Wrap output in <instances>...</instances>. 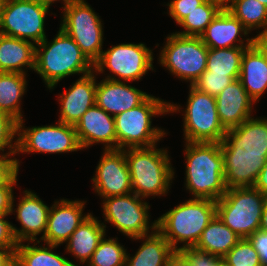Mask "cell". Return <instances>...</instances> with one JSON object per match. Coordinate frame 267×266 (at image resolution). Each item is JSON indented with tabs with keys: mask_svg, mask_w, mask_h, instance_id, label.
I'll return each mask as SVG.
<instances>
[{
	"mask_svg": "<svg viewBox=\"0 0 267 266\" xmlns=\"http://www.w3.org/2000/svg\"><path fill=\"white\" fill-rule=\"evenodd\" d=\"M153 53L143 43L119 44L102 51L101 57L94 64V72L103 73L108 68L115 76L124 81H137L153 70Z\"/></svg>",
	"mask_w": 267,
	"mask_h": 266,
	"instance_id": "obj_12",
	"label": "cell"
},
{
	"mask_svg": "<svg viewBox=\"0 0 267 266\" xmlns=\"http://www.w3.org/2000/svg\"><path fill=\"white\" fill-rule=\"evenodd\" d=\"M253 187L267 196V159L262 167Z\"/></svg>",
	"mask_w": 267,
	"mask_h": 266,
	"instance_id": "obj_46",
	"label": "cell"
},
{
	"mask_svg": "<svg viewBox=\"0 0 267 266\" xmlns=\"http://www.w3.org/2000/svg\"><path fill=\"white\" fill-rule=\"evenodd\" d=\"M95 191L108 198L132 193L131 176L123 149H104L92 178Z\"/></svg>",
	"mask_w": 267,
	"mask_h": 266,
	"instance_id": "obj_14",
	"label": "cell"
},
{
	"mask_svg": "<svg viewBox=\"0 0 267 266\" xmlns=\"http://www.w3.org/2000/svg\"><path fill=\"white\" fill-rule=\"evenodd\" d=\"M31 1H34V2H37L39 4H42V5L49 7V6H51V4H53L52 2L58 1V0H31ZM74 1H76V0H63V2H64L63 7L67 6L68 4H70Z\"/></svg>",
	"mask_w": 267,
	"mask_h": 266,
	"instance_id": "obj_49",
	"label": "cell"
},
{
	"mask_svg": "<svg viewBox=\"0 0 267 266\" xmlns=\"http://www.w3.org/2000/svg\"><path fill=\"white\" fill-rule=\"evenodd\" d=\"M180 107L149 95L140 105L114 117L117 149L151 147L166 133L151 127L152 116L177 112Z\"/></svg>",
	"mask_w": 267,
	"mask_h": 266,
	"instance_id": "obj_4",
	"label": "cell"
},
{
	"mask_svg": "<svg viewBox=\"0 0 267 266\" xmlns=\"http://www.w3.org/2000/svg\"><path fill=\"white\" fill-rule=\"evenodd\" d=\"M15 250L0 247V266H15Z\"/></svg>",
	"mask_w": 267,
	"mask_h": 266,
	"instance_id": "obj_45",
	"label": "cell"
},
{
	"mask_svg": "<svg viewBox=\"0 0 267 266\" xmlns=\"http://www.w3.org/2000/svg\"><path fill=\"white\" fill-rule=\"evenodd\" d=\"M148 96L111 75L96 86V104L113 117L140 105Z\"/></svg>",
	"mask_w": 267,
	"mask_h": 266,
	"instance_id": "obj_18",
	"label": "cell"
},
{
	"mask_svg": "<svg viewBox=\"0 0 267 266\" xmlns=\"http://www.w3.org/2000/svg\"><path fill=\"white\" fill-rule=\"evenodd\" d=\"M105 228L104 223L90 214L70 236L67 252L79 258L82 263L90 261L99 242L105 237Z\"/></svg>",
	"mask_w": 267,
	"mask_h": 266,
	"instance_id": "obj_26",
	"label": "cell"
},
{
	"mask_svg": "<svg viewBox=\"0 0 267 266\" xmlns=\"http://www.w3.org/2000/svg\"><path fill=\"white\" fill-rule=\"evenodd\" d=\"M248 239L258 252L262 266H267V232L258 230Z\"/></svg>",
	"mask_w": 267,
	"mask_h": 266,
	"instance_id": "obj_42",
	"label": "cell"
},
{
	"mask_svg": "<svg viewBox=\"0 0 267 266\" xmlns=\"http://www.w3.org/2000/svg\"><path fill=\"white\" fill-rule=\"evenodd\" d=\"M191 261L193 266H221L223 259L195 247L181 250Z\"/></svg>",
	"mask_w": 267,
	"mask_h": 266,
	"instance_id": "obj_39",
	"label": "cell"
},
{
	"mask_svg": "<svg viewBox=\"0 0 267 266\" xmlns=\"http://www.w3.org/2000/svg\"><path fill=\"white\" fill-rule=\"evenodd\" d=\"M17 123L10 115L0 111V151L8 147L9 152H16L17 141L11 143L17 134Z\"/></svg>",
	"mask_w": 267,
	"mask_h": 266,
	"instance_id": "obj_37",
	"label": "cell"
},
{
	"mask_svg": "<svg viewBox=\"0 0 267 266\" xmlns=\"http://www.w3.org/2000/svg\"><path fill=\"white\" fill-rule=\"evenodd\" d=\"M23 119L17 123L16 154L27 152L63 153L81 150L74 125L58 121L57 125L24 129Z\"/></svg>",
	"mask_w": 267,
	"mask_h": 266,
	"instance_id": "obj_11",
	"label": "cell"
},
{
	"mask_svg": "<svg viewBox=\"0 0 267 266\" xmlns=\"http://www.w3.org/2000/svg\"><path fill=\"white\" fill-rule=\"evenodd\" d=\"M90 72L82 75L71 88L60 94L61 115L58 121L75 125L83 114L96 104V77Z\"/></svg>",
	"mask_w": 267,
	"mask_h": 266,
	"instance_id": "obj_22",
	"label": "cell"
},
{
	"mask_svg": "<svg viewBox=\"0 0 267 266\" xmlns=\"http://www.w3.org/2000/svg\"><path fill=\"white\" fill-rule=\"evenodd\" d=\"M228 9L248 30L252 28H264L261 34L267 32V7L261 4L258 0H234Z\"/></svg>",
	"mask_w": 267,
	"mask_h": 266,
	"instance_id": "obj_32",
	"label": "cell"
},
{
	"mask_svg": "<svg viewBox=\"0 0 267 266\" xmlns=\"http://www.w3.org/2000/svg\"><path fill=\"white\" fill-rule=\"evenodd\" d=\"M10 214H0V247L2 248H16L18 242L16 241L12 225L4 220L5 216Z\"/></svg>",
	"mask_w": 267,
	"mask_h": 266,
	"instance_id": "obj_41",
	"label": "cell"
},
{
	"mask_svg": "<svg viewBox=\"0 0 267 266\" xmlns=\"http://www.w3.org/2000/svg\"><path fill=\"white\" fill-rule=\"evenodd\" d=\"M60 28L79 46L82 53L94 65L102 54V21L84 0H76L63 7Z\"/></svg>",
	"mask_w": 267,
	"mask_h": 266,
	"instance_id": "obj_8",
	"label": "cell"
},
{
	"mask_svg": "<svg viewBox=\"0 0 267 266\" xmlns=\"http://www.w3.org/2000/svg\"><path fill=\"white\" fill-rule=\"evenodd\" d=\"M266 196L254 187L227 189L216 201V215L241 239L260 229Z\"/></svg>",
	"mask_w": 267,
	"mask_h": 266,
	"instance_id": "obj_6",
	"label": "cell"
},
{
	"mask_svg": "<svg viewBox=\"0 0 267 266\" xmlns=\"http://www.w3.org/2000/svg\"><path fill=\"white\" fill-rule=\"evenodd\" d=\"M13 185L14 184L0 185V214H11L13 212Z\"/></svg>",
	"mask_w": 267,
	"mask_h": 266,
	"instance_id": "obj_43",
	"label": "cell"
},
{
	"mask_svg": "<svg viewBox=\"0 0 267 266\" xmlns=\"http://www.w3.org/2000/svg\"><path fill=\"white\" fill-rule=\"evenodd\" d=\"M126 255V249L118 243L117 239L103 237L88 261V266H125Z\"/></svg>",
	"mask_w": 267,
	"mask_h": 266,
	"instance_id": "obj_34",
	"label": "cell"
},
{
	"mask_svg": "<svg viewBox=\"0 0 267 266\" xmlns=\"http://www.w3.org/2000/svg\"><path fill=\"white\" fill-rule=\"evenodd\" d=\"M261 4L265 5L267 7V0H258Z\"/></svg>",
	"mask_w": 267,
	"mask_h": 266,
	"instance_id": "obj_51",
	"label": "cell"
},
{
	"mask_svg": "<svg viewBox=\"0 0 267 266\" xmlns=\"http://www.w3.org/2000/svg\"><path fill=\"white\" fill-rule=\"evenodd\" d=\"M222 259L226 266H262L258 252L248 238L240 239Z\"/></svg>",
	"mask_w": 267,
	"mask_h": 266,
	"instance_id": "obj_35",
	"label": "cell"
},
{
	"mask_svg": "<svg viewBox=\"0 0 267 266\" xmlns=\"http://www.w3.org/2000/svg\"><path fill=\"white\" fill-rule=\"evenodd\" d=\"M155 146L123 149L131 176L132 192L142 198L165 195L174 178L167 150Z\"/></svg>",
	"mask_w": 267,
	"mask_h": 266,
	"instance_id": "obj_5",
	"label": "cell"
},
{
	"mask_svg": "<svg viewBox=\"0 0 267 266\" xmlns=\"http://www.w3.org/2000/svg\"><path fill=\"white\" fill-rule=\"evenodd\" d=\"M222 9L223 8L217 3L206 0L178 23L185 31L177 32V34L200 37Z\"/></svg>",
	"mask_w": 267,
	"mask_h": 266,
	"instance_id": "obj_33",
	"label": "cell"
},
{
	"mask_svg": "<svg viewBox=\"0 0 267 266\" xmlns=\"http://www.w3.org/2000/svg\"><path fill=\"white\" fill-rule=\"evenodd\" d=\"M34 71L40 74L51 90L64 77L72 74L86 75L94 71V65L82 53L74 40L61 28L53 41L45 38L36 44Z\"/></svg>",
	"mask_w": 267,
	"mask_h": 266,
	"instance_id": "obj_2",
	"label": "cell"
},
{
	"mask_svg": "<svg viewBox=\"0 0 267 266\" xmlns=\"http://www.w3.org/2000/svg\"><path fill=\"white\" fill-rule=\"evenodd\" d=\"M18 243L15 250V266H77L67 258L52 252L57 245L37 247Z\"/></svg>",
	"mask_w": 267,
	"mask_h": 266,
	"instance_id": "obj_30",
	"label": "cell"
},
{
	"mask_svg": "<svg viewBox=\"0 0 267 266\" xmlns=\"http://www.w3.org/2000/svg\"><path fill=\"white\" fill-rule=\"evenodd\" d=\"M267 232V196L263 205L262 217L260 221V229Z\"/></svg>",
	"mask_w": 267,
	"mask_h": 266,
	"instance_id": "obj_47",
	"label": "cell"
},
{
	"mask_svg": "<svg viewBox=\"0 0 267 266\" xmlns=\"http://www.w3.org/2000/svg\"><path fill=\"white\" fill-rule=\"evenodd\" d=\"M256 42L262 47V49L267 54V32L265 34H261L255 38Z\"/></svg>",
	"mask_w": 267,
	"mask_h": 266,
	"instance_id": "obj_48",
	"label": "cell"
},
{
	"mask_svg": "<svg viewBox=\"0 0 267 266\" xmlns=\"http://www.w3.org/2000/svg\"><path fill=\"white\" fill-rule=\"evenodd\" d=\"M84 201L61 199L50 207L46 231L40 239L45 244L66 243L78 226L91 214L83 216Z\"/></svg>",
	"mask_w": 267,
	"mask_h": 266,
	"instance_id": "obj_16",
	"label": "cell"
},
{
	"mask_svg": "<svg viewBox=\"0 0 267 266\" xmlns=\"http://www.w3.org/2000/svg\"><path fill=\"white\" fill-rule=\"evenodd\" d=\"M16 152H8L0 154V185L15 184L17 182V174L19 171V160L16 158L8 159L9 156L15 155Z\"/></svg>",
	"mask_w": 267,
	"mask_h": 266,
	"instance_id": "obj_38",
	"label": "cell"
},
{
	"mask_svg": "<svg viewBox=\"0 0 267 266\" xmlns=\"http://www.w3.org/2000/svg\"><path fill=\"white\" fill-rule=\"evenodd\" d=\"M166 266H193L189 258L182 251H175Z\"/></svg>",
	"mask_w": 267,
	"mask_h": 266,
	"instance_id": "obj_44",
	"label": "cell"
},
{
	"mask_svg": "<svg viewBox=\"0 0 267 266\" xmlns=\"http://www.w3.org/2000/svg\"><path fill=\"white\" fill-rule=\"evenodd\" d=\"M239 80L254 102L267 90V54L256 41L243 53Z\"/></svg>",
	"mask_w": 267,
	"mask_h": 266,
	"instance_id": "obj_23",
	"label": "cell"
},
{
	"mask_svg": "<svg viewBox=\"0 0 267 266\" xmlns=\"http://www.w3.org/2000/svg\"><path fill=\"white\" fill-rule=\"evenodd\" d=\"M48 12L49 7L31 0H0V33L41 43L46 38L44 20Z\"/></svg>",
	"mask_w": 267,
	"mask_h": 266,
	"instance_id": "obj_9",
	"label": "cell"
},
{
	"mask_svg": "<svg viewBox=\"0 0 267 266\" xmlns=\"http://www.w3.org/2000/svg\"><path fill=\"white\" fill-rule=\"evenodd\" d=\"M186 188L194 198L217 201L227 191L220 143L186 142Z\"/></svg>",
	"mask_w": 267,
	"mask_h": 266,
	"instance_id": "obj_1",
	"label": "cell"
},
{
	"mask_svg": "<svg viewBox=\"0 0 267 266\" xmlns=\"http://www.w3.org/2000/svg\"><path fill=\"white\" fill-rule=\"evenodd\" d=\"M104 199L102 208L105 221L112 223L120 232L132 239L146 238L150 229L149 205L146 202H142L135 193Z\"/></svg>",
	"mask_w": 267,
	"mask_h": 266,
	"instance_id": "obj_13",
	"label": "cell"
},
{
	"mask_svg": "<svg viewBox=\"0 0 267 266\" xmlns=\"http://www.w3.org/2000/svg\"><path fill=\"white\" fill-rule=\"evenodd\" d=\"M189 93L183 118L186 142L220 143L226 130L218 117L216 98L199 91L191 84Z\"/></svg>",
	"mask_w": 267,
	"mask_h": 266,
	"instance_id": "obj_10",
	"label": "cell"
},
{
	"mask_svg": "<svg viewBox=\"0 0 267 266\" xmlns=\"http://www.w3.org/2000/svg\"><path fill=\"white\" fill-rule=\"evenodd\" d=\"M206 0H172L168 3L169 15L179 23L185 16L203 4Z\"/></svg>",
	"mask_w": 267,
	"mask_h": 266,
	"instance_id": "obj_40",
	"label": "cell"
},
{
	"mask_svg": "<svg viewBox=\"0 0 267 266\" xmlns=\"http://www.w3.org/2000/svg\"><path fill=\"white\" fill-rule=\"evenodd\" d=\"M216 216V201L189 199L175 206L156 220V229L164 236L175 251L194 247L203 230ZM184 243L177 247L178 243Z\"/></svg>",
	"mask_w": 267,
	"mask_h": 266,
	"instance_id": "obj_3",
	"label": "cell"
},
{
	"mask_svg": "<svg viewBox=\"0 0 267 266\" xmlns=\"http://www.w3.org/2000/svg\"><path fill=\"white\" fill-rule=\"evenodd\" d=\"M150 235L132 258L126 255L125 266H166L169 258L175 252L169 242L156 229V220L150 226ZM155 231V232H154Z\"/></svg>",
	"mask_w": 267,
	"mask_h": 266,
	"instance_id": "obj_27",
	"label": "cell"
},
{
	"mask_svg": "<svg viewBox=\"0 0 267 266\" xmlns=\"http://www.w3.org/2000/svg\"><path fill=\"white\" fill-rule=\"evenodd\" d=\"M242 33L246 36L249 31L228 9L223 8L207 26L200 38L208 48L215 49L249 47L256 41L255 37L248 38L244 45L243 40L240 39ZM237 41L241 44L235 45L234 42Z\"/></svg>",
	"mask_w": 267,
	"mask_h": 266,
	"instance_id": "obj_20",
	"label": "cell"
},
{
	"mask_svg": "<svg viewBox=\"0 0 267 266\" xmlns=\"http://www.w3.org/2000/svg\"><path fill=\"white\" fill-rule=\"evenodd\" d=\"M227 189L253 187L264 166L267 154L246 152L239 145H220Z\"/></svg>",
	"mask_w": 267,
	"mask_h": 266,
	"instance_id": "obj_15",
	"label": "cell"
},
{
	"mask_svg": "<svg viewBox=\"0 0 267 266\" xmlns=\"http://www.w3.org/2000/svg\"><path fill=\"white\" fill-rule=\"evenodd\" d=\"M24 196L15 209L17 220L20 221L21 229L12 225L14 237L18 243L26 241L34 242L41 232L46 231L50 208L31 191L25 190Z\"/></svg>",
	"mask_w": 267,
	"mask_h": 266,
	"instance_id": "obj_21",
	"label": "cell"
},
{
	"mask_svg": "<svg viewBox=\"0 0 267 266\" xmlns=\"http://www.w3.org/2000/svg\"><path fill=\"white\" fill-rule=\"evenodd\" d=\"M241 238L216 215L203 230L195 248L223 258Z\"/></svg>",
	"mask_w": 267,
	"mask_h": 266,
	"instance_id": "obj_28",
	"label": "cell"
},
{
	"mask_svg": "<svg viewBox=\"0 0 267 266\" xmlns=\"http://www.w3.org/2000/svg\"><path fill=\"white\" fill-rule=\"evenodd\" d=\"M211 2L217 3L222 8H227L229 6L228 3H232L234 0H210Z\"/></svg>",
	"mask_w": 267,
	"mask_h": 266,
	"instance_id": "obj_50",
	"label": "cell"
},
{
	"mask_svg": "<svg viewBox=\"0 0 267 266\" xmlns=\"http://www.w3.org/2000/svg\"><path fill=\"white\" fill-rule=\"evenodd\" d=\"M240 75H219L205 70L200 77L192 84L196 89L212 97H216L225 87Z\"/></svg>",
	"mask_w": 267,
	"mask_h": 266,
	"instance_id": "obj_36",
	"label": "cell"
},
{
	"mask_svg": "<svg viewBox=\"0 0 267 266\" xmlns=\"http://www.w3.org/2000/svg\"><path fill=\"white\" fill-rule=\"evenodd\" d=\"M215 98L218 117L226 131L236 128L251 117L254 101L239 79L225 87Z\"/></svg>",
	"mask_w": 267,
	"mask_h": 266,
	"instance_id": "obj_19",
	"label": "cell"
},
{
	"mask_svg": "<svg viewBox=\"0 0 267 266\" xmlns=\"http://www.w3.org/2000/svg\"><path fill=\"white\" fill-rule=\"evenodd\" d=\"M26 75L15 72H0V111L21 121L20 100L26 90Z\"/></svg>",
	"mask_w": 267,
	"mask_h": 266,
	"instance_id": "obj_29",
	"label": "cell"
},
{
	"mask_svg": "<svg viewBox=\"0 0 267 266\" xmlns=\"http://www.w3.org/2000/svg\"><path fill=\"white\" fill-rule=\"evenodd\" d=\"M35 43L0 33V72L26 74L22 67L35 68Z\"/></svg>",
	"mask_w": 267,
	"mask_h": 266,
	"instance_id": "obj_25",
	"label": "cell"
},
{
	"mask_svg": "<svg viewBox=\"0 0 267 266\" xmlns=\"http://www.w3.org/2000/svg\"><path fill=\"white\" fill-rule=\"evenodd\" d=\"M220 145H239L248 153L267 154V119L248 118L227 130Z\"/></svg>",
	"mask_w": 267,
	"mask_h": 266,
	"instance_id": "obj_24",
	"label": "cell"
},
{
	"mask_svg": "<svg viewBox=\"0 0 267 266\" xmlns=\"http://www.w3.org/2000/svg\"><path fill=\"white\" fill-rule=\"evenodd\" d=\"M246 48H208L206 70L212 74L240 75L241 60Z\"/></svg>",
	"mask_w": 267,
	"mask_h": 266,
	"instance_id": "obj_31",
	"label": "cell"
},
{
	"mask_svg": "<svg viewBox=\"0 0 267 266\" xmlns=\"http://www.w3.org/2000/svg\"><path fill=\"white\" fill-rule=\"evenodd\" d=\"M159 56L162 66L191 85L206 70L208 47L199 36L169 35Z\"/></svg>",
	"mask_w": 267,
	"mask_h": 266,
	"instance_id": "obj_7",
	"label": "cell"
},
{
	"mask_svg": "<svg viewBox=\"0 0 267 266\" xmlns=\"http://www.w3.org/2000/svg\"><path fill=\"white\" fill-rule=\"evenodd\" d=\"M74 128L82 149L94 143H105L106 150L117 149L115 119L97 104L83 114Z\"/></svg>",
	"mask_w": 267,
	"mask_h": 266,
	"instance_id": "obj_17",
	"label": "cell"
}]
</instances>
